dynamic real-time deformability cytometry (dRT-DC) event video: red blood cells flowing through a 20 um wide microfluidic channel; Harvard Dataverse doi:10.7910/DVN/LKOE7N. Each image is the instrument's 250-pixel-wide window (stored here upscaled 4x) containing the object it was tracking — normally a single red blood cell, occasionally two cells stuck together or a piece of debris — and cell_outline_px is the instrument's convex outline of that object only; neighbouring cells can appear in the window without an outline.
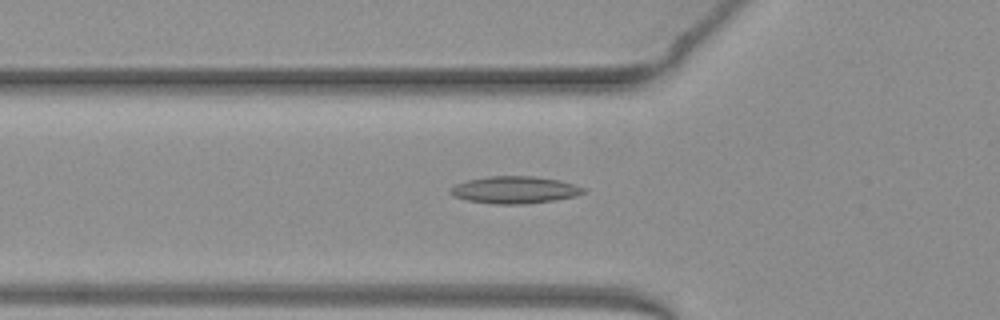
{"species": "common noctule bat (a hibernating species)", "species_latin": "Nyctalus noctula", "temperature_condition": "warm", "stored_images_in_passage": 52, "camera_frame_rate_fps": 3000, "um_per_image_px": 0.085, "animal": {"sex": "female", "body_mass_g": 19.3, "forearm_length_mm": 54.1}, "frame": {"image": 1, "passage_image": 18, "time_ms": 5.667, "image_size_px": [1000, 320], "cell_outline_px": [[588, 192], [576, 196], [552, 200], [524, 204], [492, 204], [468, 200], [456, 196], [448, 192], [448, 188], [456, 184], [468, 180], [488, 176], [532, 176], [560, 180], [584, 188]], "centroid_in_image_um": [43.74, 16.14], "position_along_channel_um": 82.1, "area_um2": 20.98}}
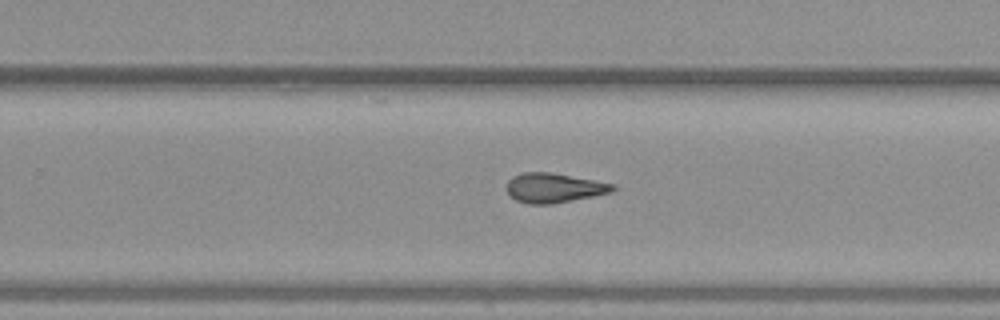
{"frame": {"image": 2, "passage_image": 33, "time_ms": 10.667, "image_size_px": [1000, 320], "cell_outline_px": [[616, 188], [612, 192], [552, 204], [528, 204], [516, 200], [508, 192], [508, 180], [512, 176], [524, 172], [548, 172], [616, 184]], "centroid_in_image_um": [47.09, 15.97], "position_along_channel_um": 282.7, "area_um2": 18.03}}
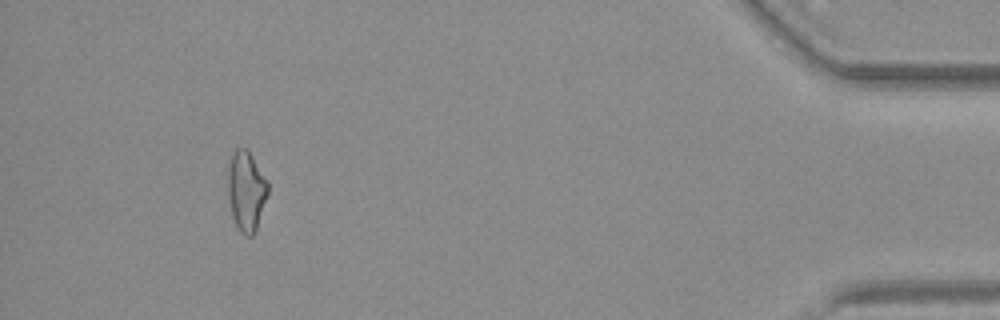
{"frame": {"image": 3, "passage_image": 48, "time_ms": 15.667, "image_size_px": [1000, 320], "cell_outline_px": [[268, 192], [256, 232], [252, 236], [244, 236], [240, 232], [232, 216], [228, 196], [228, 168], [232, 152], [236, 148], [248, 148], [268, 184]], "centroid_in_image_um": [20.92, 16.24], "position_along_channel_um": 414.3, "area_um2": 18.67}, "authors_computed_cell_mechanics": {"area_um2": 19.0162, "velocity_mm_per_s": 4.0054, "shape_relaxation_time_tau1_ms": null, "shape_relaxation_time_tau2_ms": 4.2906, "deformation_change_tau1": null, "deformation_change_tau2": 0.1502}}